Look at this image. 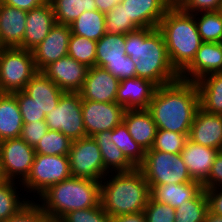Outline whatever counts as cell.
<instances>
[{
	"mask_svg": "<svg viewBox=\"0 0 222 222\" xmlns=\"http://www.w3.org/2000/svg\"><path fill=\"white\" fill-rule=\"evenodd\" d=\"M199 107L196 83L179 78L157 87L147 110L157 129L189 135Z\"/></svg>",
	"mask_w": 222,
	"mask_h": 222,
	"instance_id": "obj_1",
	"label": "cell"
},
{
	"mask_svg": "<svg viewBox=\"0 0 222 222\" xmlns=\"http://www.w3.org/2000/svg\"><path fill=\"white\" fill-rule=\"evenodd\" d=\"M125 53L136 66V77L147 79L157 87L180 78L170 63L166 43L158 28H140L127 33Z\"/></svg>",
	"mask_w": 222,
	"mask_h": 222,
	"instance_id": "obj_2",
	"label": "cell"
},
{
	"mask_svg": "<svg viewBox=\"0 0 222 222\" xmlns=\"http://www.w3.org/2000/svg\"><path fill=\"white\" fill-rule=\"evenodd\" d=\"M100 184L101 204L110 217L142 212L150 198L149 184L139 168L108 173Z\"/></svg>",
	"mask_w": 222,
	"mask_h": 222,
	"instance_id": "obj_3",
	"label": "cell"
},
{
	"mask_svg": "<svg viewBox=\"0 0 222 222\" xmlns=\"http://www.w3.org/2000/svg\"><path fill=\"white\" fill-rule=\"evenodd\" d=\"M158 30L166 43L172 67L180 75L193 61L203 43L195 16L174 4L161 19Z\"/></svg>",
	"mask_w": 222,
	"mask_h": 222,
	"instance_id": "obj_4",
	"label": "cell"
},
{
	"mask_svg": "<svg viewBox=\"0 0 222 222\" xmlns=\"http://www.w3.org/2000/svg\"><path fill=\"white\" fill-rule=\"evenodd\" d=\"M37 199L47 217L60 220L70 211L100 205L101 184L97 180L71 176L50 186Z\"/></svg>",
	"mask_w": 222,
	"mask_h": 222,
	"instance_id": "obj_5",
	"label": "cell"
},
{
	"mask_svg": "<svg viewBox=\"0 0 222 222\" xmlns=\"http://www.w3.org/2000/svg\"><path fill=\"white\" fill-rule=\"evenodd\" d=\"M71 176L68 155L35 154L30 173L21 185L29 199L37 200L50 186Z\"/></svg>",
	"mask_w": 222,
	"mask_h": 222,
	"instance_id": "obj_6",
	"label": "cell"
},
{
	"mask_svg": "<svg viewBox=\"0 0 222 222\" xmlns=\"http://www.w3.org/2000/svg\"><path fill=\"white\" fill-rule=\"evenodd\" d=\"M38 72L32 51L13 47L0 48V90L2 93L23 91Z\"/></svg>",
	"mask_w": 222,
	"mask_h": 222,
	"instance_id": "obj_7",
	"label": "cell"
},
{
	"mask_svg": "<svg viewBox=\"0 0 222 222\" xmlns=\"http://www.w3.org/2000/svg\"><path fill=\"white\" fill-rule=\"evenodd\" d=\"M138 168L143 172L148 184H180L194 181L180 153L147 150L144 162Z\"/></svg>",
	"mask_w": 222,
	"mask_h": 222,
	"instance_id": "obj_8",
	"label": "cell"
},
{
	"mask_svg": "<svg viewBox=\"0 0 222 222\" xmlns=\"http://www.w3.org/2000/svg\"><path fill=\"white\" fill-rule=\"evenodd\" d=\"M79 92H65L56 107L46 114L49 130L62 132L72 141L86 137Z\"/></svg>",
	"mask_w": 222,
	"mask_h": 222,
	"instance_id": "obj_9",
	"label": "cell"
},
{
	"mask_svg": "<svg viewBox=\"0 0 222 222\" xmlns=\"http://www.w3.org/2000/svg\"><path fill=\"white\" fill-rule=\"evenodd\" d=\"M125 40L124 34L106 33L96 47V66L105 68L120 81L136 77V66L125 53Z\"/></svg>",
	"mask_w": 222,
	"mask_h": 222,
	"instance_id": "obj_10",
	"label": "cell"
},
{
	"mask_svg": "<svg viewBox=\"0 0 222 222\" xmlns=\"http://www.w3.org/2000/svg\"><path fill=\"white\" fill-rule=\"evenodd\" d=\"M71 175L101 181L109 172L93 137L74 140L68 153Z\"/></svg>",
	"mask_w": 222,
	"mask_h": 222,
	"instance_id": "obj_11",
	"label": "cell"
},
{
	"mask_svg": "<svg viewBox=\"0 0 222 222\" xmlns=\"http://www.w3.org/2000/svg\"><path fill=\"white\" fill-rule=\"evenodd\" d=\"M34 147L22 138L0 142V163L5 180L22 183L30 173L35 158Z\"/></svg>",
	"mask_w": 222,
	"mask_h": 222,
	"instance_id": "obj_12",
	"label": "cell"
},
{
	"mask_svg": "<svg viewBox=\"0 0 222 222\" xmlns=\"http://www.w3.org/2000/svg\"><path fill=\"white\" fill-rule=\"evenodd\" d=\"M82 117L86 136L93 137L105 130L111 131L123 121L125 108L116 102L82 100Z\"/></svg>",
	"mask_w": 222,
	"mask_h": 222,
	"instance_id": "obj_13",
	"label": "cell"
},
{
	"mask_svg": "<svg viewBox=\"0 0 222 222\" xmlns=\"http://www.w3.org/2000/svg\"><path fill=\"white\" fill-rule=\"evenodd\" d=\"M71 34L69 25L55 24L47 37L32 50L34 63L38 71H43L51 63L68 56Z\"/></svg>",
	"mask_w": 222,
	"mask_h": 222,
	"instance_id": "obj_14",
	"label": "cell"
},
{
	"mask_svg": "<svg viewBox=\"0 0 222 222\" xmlns=\"http://www.w3.org/2000/svg\"><path fill=\"white\" fill-rule=\"evenodd\" d=\"M120 80L102 67L88 69L82 89L79 91L82 100L94 102H116Z\"/></svg>",
	"mask_w": 222,
	"mask_h": 222,
	"instance_id": "obj_15",
	"label": "cell"
},
{
	"mask_svg": "<svg viewBox=\"0 0 222 222\" xmlns=\"http://www.w3.org/2000/svg\"><path fill=\"white\" fill-rule=\"evenodd\" d=\"M88 69L72 57L65 56L48 65L42 72L64 92H79Z\"/></svg>",
	"mask_w": 222,
	"mask_h": 222,
	"instance_id": "obj_16",
	"label": "cell"
},
{
	"mask_svg": "<svg viewBox=\"0 0 222 222\" xmlns=\"http://www.w3.org/2000/svg\"><path fill=\"white\" fill-rule=\"evenodd\" d=\"M214 73H222V43L203 42L192 63L180 74V78L196 82Z\"/></svg>",
	"mask_w": 222,
	"mask_h": 222,
	"instance_id": "obj_17",
	"label": "cell"
},
{
	"mask_svg": "<svg viewBox=\"0 0 222 222\" xmlns=\"http://www.w3.org/2000/svg\"><path fill=\"white\" fill-rule=\"evenodd\" d=\"M55 24L56 19L50 2L46 1L31 9L27 12L25 34L19 48L32 51L47 37Z\"/></svg>",
	"mask_w": 222,
	"mask_h": 222,
	"instance_id": "obj_18",
	"label": "cell"
},
{
	"mask_svg": "<svg viewBox=\"0 0 222 222\" xmlns=\"http://www.w3.org/2000/svg\"><path fill=\"white\" fill-rule=\"evenodd\" d=\"M122 6L139 29L157 28L166 12L174 5L170 0H122Z\"/></svg>",
	"mask_w": 222,
	"mask_h": 222,
	"instance_id": "obj_19",
	"label": "cell"
},
{
	"mask_svg": "<svg viewBox=\"0 0 222 222\" xmlns=\"http://www.w3.org/2000/svg\"><path fill=\"white\" fill-rule=\"evenodd\" d=\"M188 139L205 147L222 151V115L206 112L199 107Z\"/></svg>",
	"mask_w": 222,
	"mask_h": 222,
	"instance_id": "obj_20",
	"label": "cell"
},
{
	"mask_svg": "<svg viewBox=\"0 0 222 222\" xmlns=\"http://www.w3.org/2000/svg\"><path fill=\"white\" fill-rule=\"evenodd\" d=\"M157 86L144 78H127L118 86L116 103L125 109H147Z\"/></svg>",
	"mask_w": 222,
	"mask_h": 222,
	"instance_id": "obj_21",
	"label": "cell"
},
{
	"mask_svg": "<svg viewBox=\"0 0 222 222\" xmlns=\"http://www.w3.org/2000/svg\"><path fill=\"white\" fill-rule=\"evenodd\" d=\"M219 151L194 143L188 139L180 155L191 178L202 184L208 178Z\"/></svg>",
	"mask_w": 222,
	"mask_h": 222,
	"instance_id": "obj_22",
	"label": "cell"
},
{
	"mask_svg": "<svg viewBox=\"0 0 222 222\" xmlns=\"http://www.w3.org/2000/svg\"><path fill=\"white\" fill-rule=\"evenodd\" d=\"M27 12L0 2V48L20 47L26 29Z\"/></svg>",
	"mask_w": 222,
	"mask_h": 222,
	"instance_id": "obj_23",
	"label": "cell"
},
{
	"mask_svg": "<svg viewBox=\"0 0 222 222\" xmlns=\"http://www.w3.org/2000/svg\"><path fill=\"white\" fill-rule=\"evenodd\" d=\"M23 92L34 100L45 115L53 110L65 93L42 71H38L26 84Z\"/></svg>",
	"mask_w": 222,
	"mask_h": 222,
	"instance_id": "obj_24",
	"label": "cell"
},
{
	"mask_svg": "<svg viewBox=\"0 0 222 222\" xmlns=\"http://www.w3.org/2000/svg\"><path fill=\"white\" fill-rule=\"evenodd\" d=\"M123 122L129 134L144 151L150 150L157 132V126L147 109H126Z\"/></svg>",
	"mask_w": 222,
	"mask_h": 222,
	"instance_id": "obj_25",
	"label": "cell"
},
{
	"mask_svg": "<svg viewBox=\"0 0 222 222\" xmlns=\"http://www.w3.org/2000/svg\"><path fill=\"white\" fill-rule=\"evenodd\" d=\"M150 198L154 201L177 208L183 202L193 199L202 189L198 181L180 184H149Z\"/></svg>",
	"mask_w": 222,
	"mask_h": 222,
	"instance_id": "obj_26",
	"label": "cell"
},
{
	"mask_svg": "<svg viewBox=\"0 0 222 222\" xmlns=\"http://www.w3.org/2000/svg\"><path fill=\"white\" fill-rule=\"evenodd\" d=\"M17 98L11 93L0 96V141L19 138L23 127Z\"/></svg>",
	"mask_w": 222,
	"mask_h": 222,
	"instance_id": "obj_27",
	"label": "cell"
},
{
	"mask_svg": "<svg viewBox=\"0 0 222 222\" xmlns=\"http://www.w3.org/2000/svg\"><path fill=\"white\" fill-rule=\"evenodd\" d=\"M93 138L101 151L104 168L109 173L128 172L136 168L112 141L111 131L99 132Z\"/></svg>",
	"mask_w": 222,
	"mask_h": 222,
	"instance_id": "obj_28",
	"label": "cell"
},
{
	"mask_svg": "<svg viewBox=\"0 0 222 222\" xmlns=\"http://www.w3.org/2000/svg\"><path fill=\"white\" fill-rule=\"evenodd\" d=\"M195 83L200 108L209 113L222 115V73L207 75Z\"/></svg>",
	"mask_w": 222,
	"mask_h": 222,
	"instance_id": "obj_29",
	"label": "cell"
},
{
	"mask_svg": "<svg viewBox=\"0 0 222 222\" xmlns=\"http://www.w3.org/2000/svg\"><path fill=\"white\" fill-rule=\"evenodd\" d=\"M24 193L21 183L13 180L0 183V222L7 221L31 201Z\"/></svg>",
	"mask_w": 222,
	"mask_h": 222,
	"instance_id": "obj_30",
	"label": "cell"
},
{
	"mask_svg": "<svg viewBox=\"0 0 222 222\" xmlns=\"http://www.w3.org/2000/svg\"><path fill=\"white\" fill-rule=\"evenodd\" d=\"M69 26L72 34L97 42L106 34L105 13L85 11Z\"/></svg>",
	"mask_w": 222,
	"mask_h": 222,
	"instance_id": "obj_31",
	"label": "cell"
},
{
	"mask_svg": "<svg viewBox=\"0 0 222 222\" xmlns=\"http://www.w3.org/2000/svg\"><path fill=\"white\" fill-rule=\"evenodd\" d=\"M56 23L71 25L83 12L97 10L95 0H52Z\"/></svg>",
	"mask_w": 222,
	"mask_h": 222,
	"instance_id": "obj_32",
	"label": "cell"
},
{
	"mask_svg": "<svg viewBox=\"0 0 222 222\" xmlns=\"http://www.w3.org/2000/svg\"><path fill=\"white\" fill-rule=\"evenodd\" d=\"M111 137L112 141L136 168L144 162V149L135 142L123 121L111 130Z\"/></svg>",
	"mask_w": 222,
	"mask_h": 222,
	"instance_id": "obj_33",
	"label": "cell"
},
{
	"mask_svg": "<svg viewBox=\"0 0 222 222\" xmlns=\"http://www.w3.org/2000/svg\"><path fill=\"white\" fill-rule=\"evenodd\" d=\"M208 211V201L203 188L193 199L175 208L174 222H203Z\"/></svg>",
	"mask_w": 222,
	"mask_h": 222,
	"instance_id": "obj_34",
	"label": "cell"
},
{
	"mask_svg": "<svg viewBox=\"0 0 222 222\" xmlns=\"http://www.w3.org/2000/svg\"><path fill=\"white\" fill-rule=\"evenodd\" d=\"M203 42L222 43V16L219 11L193 14Z\"/></svg>",
	"mask_w": 222,
	"mask_h": 222,
	"instance_id": "obj_35",
	"label": "cell"
},
{
	"mask_svg": "<svg viewBox=\"0 0 222 222\" xmlns=\"http://www.w3.org/2000/svg\"><path fill=\"white\" fill-rule=\"evenodd\" d=\"M72 140L60 131L48 130L34 147L36 154L68 155Z\"/></svg>",
	"mask_w": 222,
	"mask_h": 222,
	"instance_id": "obj_36",
	"label": "cell"
},
{
	"mask_svg": "<svg viewBox=\"0 0 222 222\" xmlns=\"http://www.w3.org/2000/svg\"><path fill=\"white\" fill-rule=\"evenodd\" d=\"M96 47V41L71 34L68 56L90 68L96 66Z\"/></svg>",
	"mask_w": 222,
	"mask_h": 222,
	"instance_id": "obj_37",
	"label": "cell"
},
{
	"mask_svg": "<svg viewBox=\"0 0 222 222\" xmlns=\"http://www.w3.org/2000/svg\"><path fill=\"white\" fill-rule=\"evenodd\" d=\"M106 33L124 34L131 33L139 28L128 20L127 13L122 4L116 5L111 11L105 13Z\"/></svg>",
	"mask_w": 222,
	"mask_h": 222,
	"instance_id": "obj_38",
	"label": "cell"
},
{
	"mask_svg": "<svg viewBox=\"0 0 222 222\" xmlns=\"http://www.w3.org/2000/svg\"><path fill=\"white\" fill-rule=\"evenodd\" d=\"M187 140L188 135L157 129L156 136L150 150L179 154L183 150Z\"/></svg>",
	"mask_w": 222,
	"mask_h": 222,
	"instance_id": "obj_39",
	"label": "cell"
},
{
	"mask_svg": "<svg viewBox=\"0 0 222 222\" xmlns=\"http://www.w3.org/2000/svg\"><path fill=\"white\" fill-rule=\"evenodd\" d=\"M60 222H111L110 215L102 204L88 209L73 210L65 214Z\"/></svg>",
	"mask_w": 222,
	"mask_h": 222,
	"instance_id": "obj_40",
	"label": "cell"
},
{
	"mask_svg": "<svg viewBox=\"0 0 222 222\" xmlns=\"http://www.w3.org/2000/svg\"><path fill=\"white\" fill-rule=\"evenodd\" d=\"M13 94L17 98L23 123L45 120L46 117L45 113L41 112L39 106L34 102L32 98L26 95L23 91H18Z\"/></svg>",
	"mask_w": 222,
	"mask_h": 222,
	"instance_id": "obj_41",
	"label": "cell"
},
{
	"mask_svg": "<svg viewBox=\"0 0 222 222\" xmlns=\"http://www.w3.org/2000/svg\"><path fill=\"white\" fill-rule=\"evenodd\" d=\"M147 222H174L175 208L149 198L144 209Z\"/></svg>",
	"mask_w": 222,
	"mask_h": 222,
	"instance_id": "obj_42",
	"label": "cell"
},
{
	"mask_svg": "<svg viewBox=\"0 0 222 222\" xmlns=\"http://www.w3.org/2000/svg\"><path fill=\"white\" fill-rule=\"evenodd\" d=\"M176 5L186 13L196 14L218 11L222 5V0H179Z\"/></svg>",
	"mask_w": 222,
	"mask_h": 222,
	"instance_id": "obj_43",
	"label": "cell"
},
{
	"mask_svg": "<svg viewBox=\"0 0 222 222\" xmlns=\"http://www.w3.org/2000/svg\"><path fill=\"white\" fill-rule=\"evenodd\" d=\"M46 217L38 202L31 200L17 214L4 222H42Z\"/></svg>",
	"mask_w": 222,
	"mask_h": 222,
	"instance_id": "obj_44",
	"label": "cell"
},
{
	"mask_svg": "<svg viewBox=\"0 0 222 222\" xmlns=\"http://www.w3.org/2000/svg\"><path fill=\"white\" fill-rule=\"evenodd\" d=\"M48 126L44 121H36L24 123L20 138H22L28 145L35 147L40 141L41 137L48 131Z\"/></svg>",
	"mask_w": 222,
	"mask_h": 222,
	"instance_id": "obj_45",
	"label": "cell"
},
{
	"mask_svg": "<svg viewBox=\"0 0 222 222\" xmlns=\"http://www.w3.org/2000/svg\"><path fill=\"white\" fill-rule=\"evenodd\" d=\"M204 189L222 188V151L215 157L208 178L202 183Z\"/></svg>",
	"mask_w": 222,
	"mask_h": 222,
	"instance_id": "obj_46",
	"label": "cell"
},
{
	"mask_svg": "<svg viewBox=\"0 0 222 222\" xmlns=\"http://www.w3.org/2000/svg\"><path fill=\"white\" fill-rule=\"evenodd\" d=\"M209 212L222 216V188L204 189Z\"/></svg>",
	"mask_w": 222,
	"mask_h": 222,
	"instance_id": "obj_47",
	"label": "cell"
},
{
	"mask_svg": "<svg viewBox=\"0 0 222 222\" xmlns=\"http://www.w3.org/2000/svg\"><path fill=\"white\" fill-rule=\"evenodd\" d=\"M0 2L28 12L33 8L39 7L40 5L45 3L46 0H0Z\"/></svg>",
	"mask_w": 222,
	"mask_h": 222,
	"instance_id": "obj_48",
	"label": "cell"
},
{
	"mask_svg": "<svg viewBox=\"0 0 222 222\" xmlns=\"http://www.w3.org/2000/svg\"><path fill=\"white\" fill-rule=\"evenodd\" d=\"M111 222H147L144 211L111 217Z\"/></svg>",
	"mask_w": 222,
	"mask_h": 222,
	"instance_id": "obj_49",
	"label": "cell"
},
{
	"mask_svg": "<svg viewBox=\"0 0 222 222\" xmlns=\"http://www.w3.org/2000/svg\"><path fill=\"white\" fill-rule=\"evenodd\" d=\"M122 0H95L97 10L102 13L111 11L116 5L120 4Z\"/></svg>",
	"mask_w": 222,
	"mask_h": 222,
	"instance_id": "obj_50",
	"label": "cell"
},
{
	"mask_svg": "<svg viewBox=\"0 0 222 222\" xmlns=\"http://www.w3.org/2000/svg\"><path fill=\"white\" fill-rule=\"evenodd\" d=\"M203 222H222V216L215 215L208 211Z\"/></svg>",
	"mask_w": 222,
	"mask_h": 222,
	"instance_id": "obj_51",
	"label": "cell"
},
{
	"mask_svg": "<svg viewBox=\"0 0 222 222\" xmlns=\"http://www.w3.org/2000/svg\"><path fill=\"white\" fill-rule=\"evenodd\" d=\"M42 222H60V221L51 217H46Z\"/></svg>",
	"mask_w": 222,
	"mask_h": 222,
	"instance_id": "obj_52",
	"label": "cell"
},
{
	"mask_svg": "<svg viewBox=\"0 0 222 222\" xmlns=\"http://www.w3.org/2000/svg\"><path fill=\"white\" fill-rule=\"evenodd\" d=\"M5 179L3 177V173H2V170H1V163H0V183L3 182Z\"/></svg>",
	"mask_w": 222,
	"mask_h": 222,
	"instance_id": "obj_53",
	"label": "cell"
},
{
	"mask_svg": "<svg viewBox=\"0 0 222 222\" xmlns=\"http://www.w3.org/2000/svg\"><path fill=\"white\" fill-rule=\"evenodd\" d=\"M173 4H176L179 0H170Z\"/></svg>",
	"mask_w": 222,
	"mask_h": 222,
	"instance_id": "obj_54",
	"label": "cell"
},
{
	"mask_svg": "<svg viewBox=\"0 0 222 222\" xmlns=\"http://www.w3.org/2000/svg\"><path fill=\"white\" fill-rule=\"evenodd\" d=\"M218 11L220 12V14H221V16H222V5H221V7L219 8Z\"/></svg>",
	"mask_w": 222,
	"mask_h": 222,
	"instance_id": "obj_55",
	"label": "cell"
}]
</instances>
